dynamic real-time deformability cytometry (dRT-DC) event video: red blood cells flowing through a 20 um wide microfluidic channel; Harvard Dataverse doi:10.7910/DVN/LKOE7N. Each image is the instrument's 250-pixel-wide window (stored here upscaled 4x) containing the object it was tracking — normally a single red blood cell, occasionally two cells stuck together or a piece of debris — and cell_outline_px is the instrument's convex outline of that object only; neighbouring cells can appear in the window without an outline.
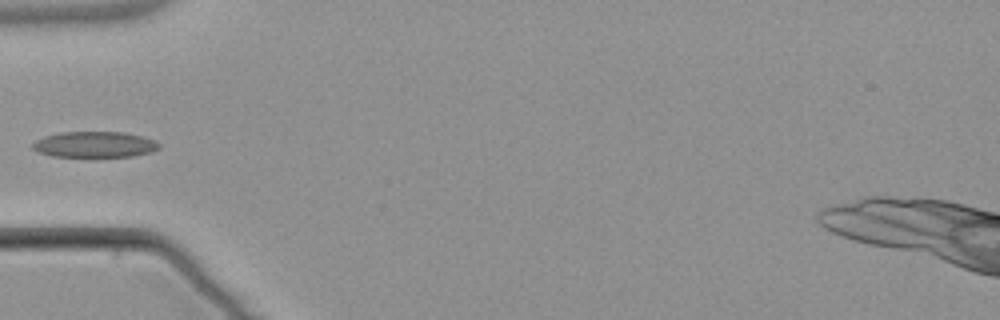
{"species": "common noctule bat (a hibernating species)", "species_latin": "Nyctalus noctula", "temperature_condition": "warm", "stored_images_in_passage": 5, "camera_frame_rate_fps": 3000, "um_per_image_px": 0.085, "animal": {"sex": "male", "body_mass_g": 21.5, "forearm_length_mm": 52.0}, "frame": {"image": 1, "passage_image": 5, "time_ms": 4.667, "image_size_px": [1000, 320], "cell_outline_px": [[160, 148], [152, 152], [132, 156], [92, 160], [52, 156], [40, 152], [32, 148], [32, 144], [36, 140], [44, 136], [60, 132], [124, 132], [156, 140], [160, 144]], "centroid_in_image_um": [8.05, 12.34], "position_along_channel_um": 76.9, "area_um2": 20.11}}